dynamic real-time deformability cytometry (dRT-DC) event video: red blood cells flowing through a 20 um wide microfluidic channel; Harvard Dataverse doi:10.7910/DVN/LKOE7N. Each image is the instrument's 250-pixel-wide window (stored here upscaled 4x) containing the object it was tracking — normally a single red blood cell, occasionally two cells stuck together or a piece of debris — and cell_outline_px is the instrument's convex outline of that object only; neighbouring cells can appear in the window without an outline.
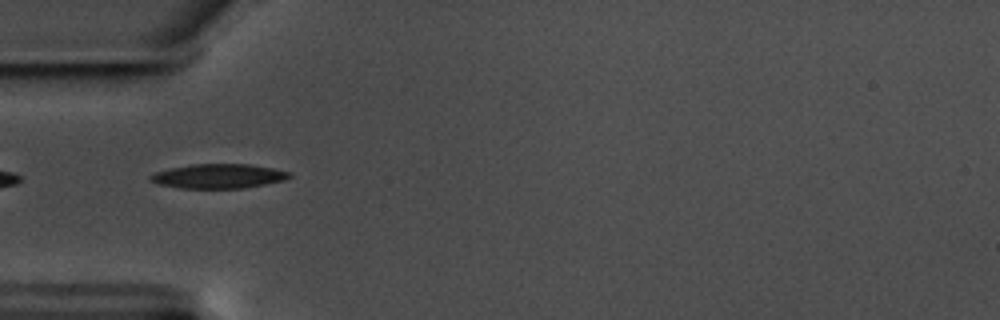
{"species": "common noctule bat (a hibernating species)", "species_latin": "Nyctalus noctula", "temperature_condition": "warm", "stored_images_in_passage": 41, "camera_frame_rate_fps": 3000, "um_per_image_px": 0.085, "animal": {"sex": "male", "body_mass_g": 17.5, "forearm_length_mm": 52.3}, "frame": {"image": 1, "passage_image": 1, "time_ms": 0.0, "image_size_px": [1000, 320], "cell_outline_px": [[292, 176], [284, 180], [244, 188], [180, 188], [160, 184], [148, 180], [148, 176], [156, 172], [172, 168], [192, 164], [248, 164], [272, 168], [292, 172]], "centroid_in_image_um": [18.58, 14.97], "position_along_channel_um": 66.4, "area_um2": 19.65}}
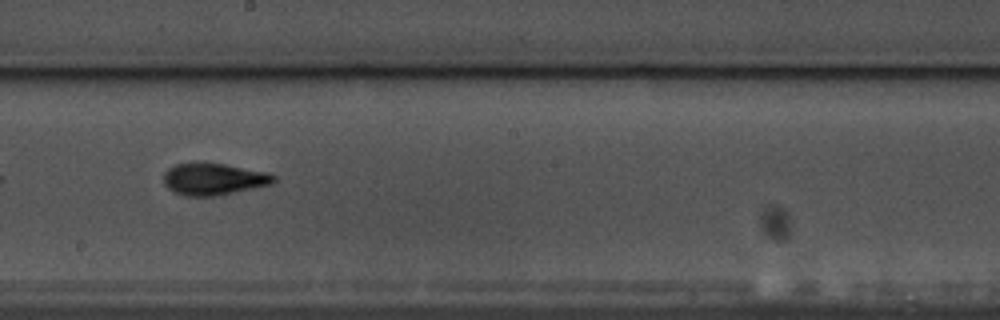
{"frame": {"image": 2, "passage_image": 15, "time_ms": 4.667, "image_size_px": [1000, 320], "cell_outline_px": [[276, 180], [272, 184], [216, 196], [188, 196], [176, 192], [168, 188], [164, 184], [164, 172], [168, 168], [176, 164], [224, 164], [264, 172], [276, 176]], "centroid_in_image_um": [18.16, 15.24], "position_along_channel_um": 230.0, "area_um2": 19.94}}
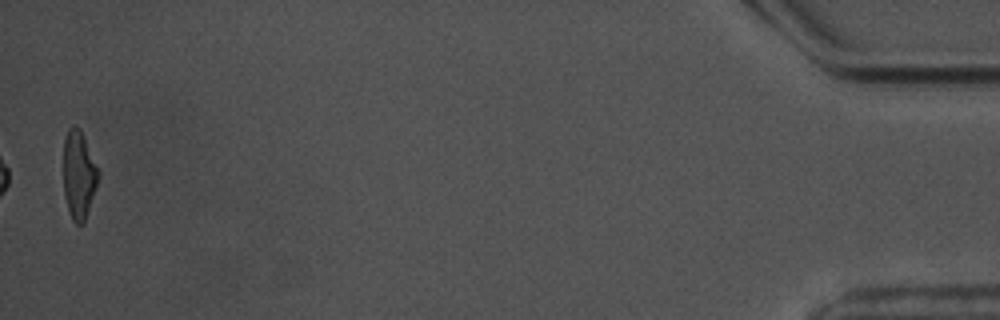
{"frame": {"image": 3, "passage_image": 40, "time_ms": 13.0, "image_size_px": [1000, 320], "cell_outline_px": [[100, 176], [84, 224], [76, 224], [72, 220], [68, 212], [64, 196], [64, 136], [68, 128], [80, 128], [84, 136], [100, 172]], "centroid_in_image_um": [6.71, 14.9], "position_along_channel_um": 428.5, "area_um2": 18.09}, "authors_computed_cell_mechanics": {"area_um2": 19.4786, "velocity_mm_per_s": 3.52, "shape_relaxation_time_tau1_ms": 4.1286, "shape_relaxation_time_tau2_ms": 2.0224, "deformation_change_tau1": 0.1716, "deformation_change_tau2": 0.0957}}